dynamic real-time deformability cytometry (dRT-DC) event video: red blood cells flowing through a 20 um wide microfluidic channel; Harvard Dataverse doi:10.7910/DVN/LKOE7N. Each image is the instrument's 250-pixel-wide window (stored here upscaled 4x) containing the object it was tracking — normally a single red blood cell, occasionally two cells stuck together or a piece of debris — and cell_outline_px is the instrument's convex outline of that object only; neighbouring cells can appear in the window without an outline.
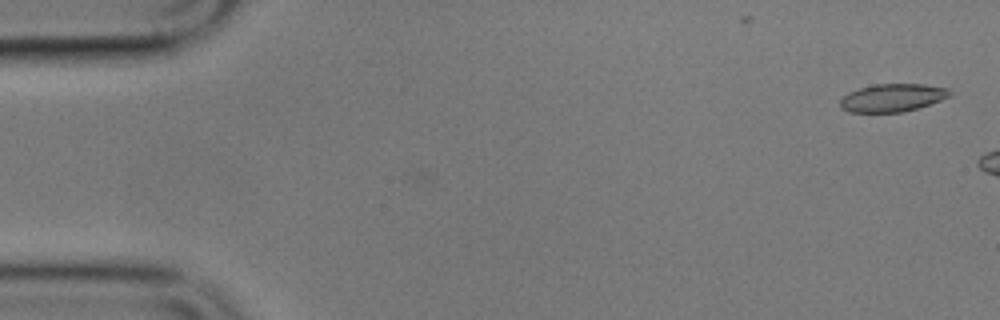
{"species": "common noctule bat (a hibernating species)", "species_latin": "Nyctalus noctula", "temperature_condition": "cold", "stored_images_in_passage": 3, "camera_frame_rate_fps": 3000, "um_per_image_px": 0.085, "animal": {"sex": "male", "body_mass_g": 17.9}, "frame": {"image": 1, "passage_image": 1, "time_ms": 0.0, "image_size_px": [1000, 320], "cell_outline_px": [[952, 96], [904, 112], [848, 112], [840, 108], [840, 100], [848, 92], [860, 88], [876, 84], [924, 84], [948, 88], [952, 92]], "centroid_in_image_um": [75.86, 8.3], "position_along_channel_um": 9.1, "area_um2": 17.8}}